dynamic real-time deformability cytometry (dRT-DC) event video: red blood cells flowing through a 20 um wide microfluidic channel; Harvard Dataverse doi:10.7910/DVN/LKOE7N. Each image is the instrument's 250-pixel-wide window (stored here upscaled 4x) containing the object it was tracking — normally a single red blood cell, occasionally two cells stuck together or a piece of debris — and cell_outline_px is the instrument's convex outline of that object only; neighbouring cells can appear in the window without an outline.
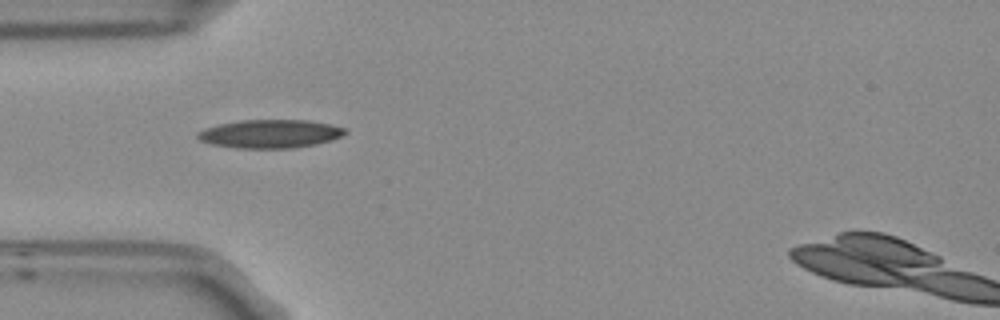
{"species": "Egyptian fruit bat (a non-hibernating species)", "species_latin": "Rousettus aegyptiacus", "temperature_condition": "room temperature", "stored_images_in_passage": 2, "camera_frame_rate_fps": 3000, "um_per_image_px": 0.085, "frame": {"image": 1, "passage_image": 1, "time_ms": 0.0, "image_size_px": [1000, 320], "cell_outline_px": [[348, 132], [332, 140], [316, 144], [292, 148], [236, 148], [212, 144], [200, 140], [196, 136], [196, 132], [204, 128], [220, 124], [240, 120], [308, 120], [332, 124], [344, 128]], "centroid_in_image_um": [22.95, 11.37], "position_along_channel_um": 62.0, "area_um2": 24.45}}